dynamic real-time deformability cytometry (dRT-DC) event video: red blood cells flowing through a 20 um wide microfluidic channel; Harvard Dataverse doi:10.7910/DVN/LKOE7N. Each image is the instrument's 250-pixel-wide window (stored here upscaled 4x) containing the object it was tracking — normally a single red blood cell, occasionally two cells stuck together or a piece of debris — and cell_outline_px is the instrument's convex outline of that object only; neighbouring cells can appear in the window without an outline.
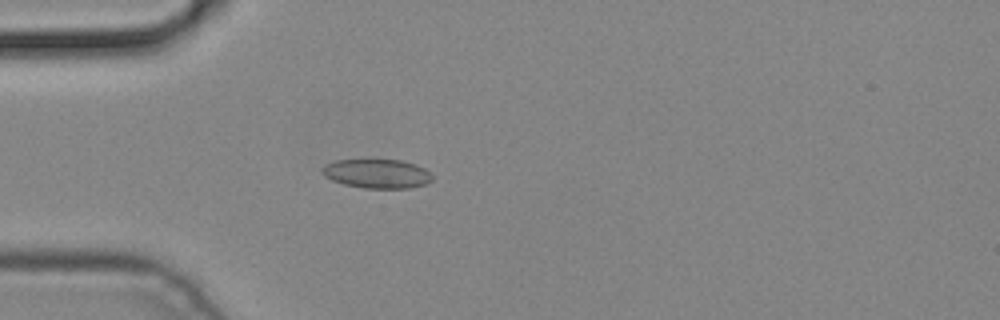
{"species": "common noctule bat (a hibernating species)", "species_latin": "Nyctalus noctula", "temperature_condition": "cold", "stored_images_in_passage": 3, "camera_frame_rate_fps": 3000, "um_per_image_px": 0.085, "animal": {"sex": "male", "body_mass_g": 19.2, "forearm_length_mm": 51.8}, "frame": {"image": 1, "passage_image": 3, "time_ms": 0.667, "image_size_px": [1000, 320], "cell_outline_px": [[432, 180], [424, 184], [408, 188], [364, 188], [344, 184], [332, 180], [324, 176], [320, 172], [320, 168], [324, 164], [336, 160], [400, 160], [416, 164], [424, 168], [432, 176]], "centroid_in_image_um": [31.99, 14.75], "position_along_channel_um": 53.0, "area_um2": 18.67}}